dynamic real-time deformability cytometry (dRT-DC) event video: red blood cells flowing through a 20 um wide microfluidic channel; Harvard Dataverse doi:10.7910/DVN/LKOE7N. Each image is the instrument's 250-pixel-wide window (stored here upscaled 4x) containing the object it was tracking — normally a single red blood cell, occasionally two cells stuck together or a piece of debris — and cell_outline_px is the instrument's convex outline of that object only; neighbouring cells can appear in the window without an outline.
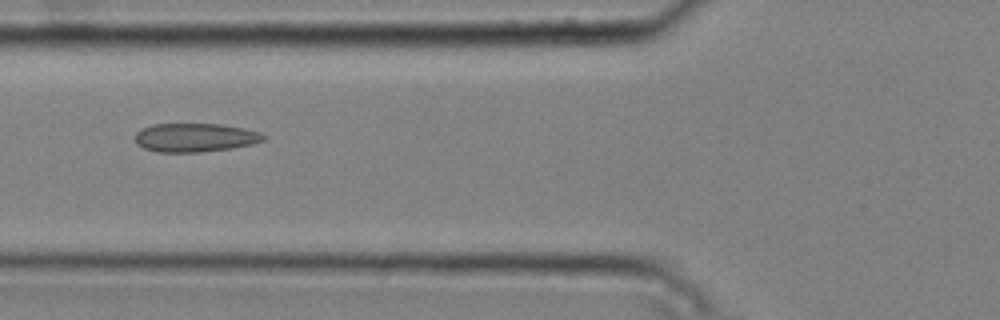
{"species": "common noctule bat (a hibernating species)", "species_latin": "Nyctalus noctula", "temperature_condition": "cold", "stored_images_in_passage": 7, "camera_frame_rate_fps": 3000, "um_per_image_px": 0.085, "animal": {"sex": "male", "body_mass_g": 20.4}, "frame": {"image": 1, "passage_image": 5, "time_ms": 1.333, "image_size_px": [1000, 320], "cell_outline_px": [[268, 136], [264, 140], [252, 144], [232, 148], [200, 152], [156, 152], [144, 148], [136, 144], [136, 132], [152, 124], [220, 124], [244, 128], [260, 132]], "centroid_in_image_um": [16.6, 11.69], "position_along_channel_um": 109.2, "area_um2": 21.5}}
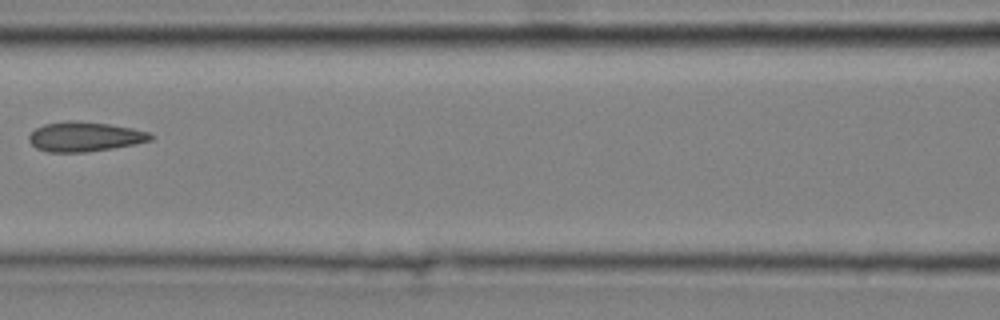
{"frame": {"image": 2, "passage_image": 6, "time_ms": 1.667, "image_size_px": [1000, 320], "cell_outline_px": [[156, 136], [152, 140], [136, 144], [88, 152], [48, 152], [36, 148], [28, 140], [28, 136], [36, 128], [44, 124], [68, 120], [76, 120], [108, 124], [132, 128], [148, 132]], "centroid_in_image_um": [7.21, 11.62], "position_along_channel_um": 159.4, "area_um2": 21.15}}
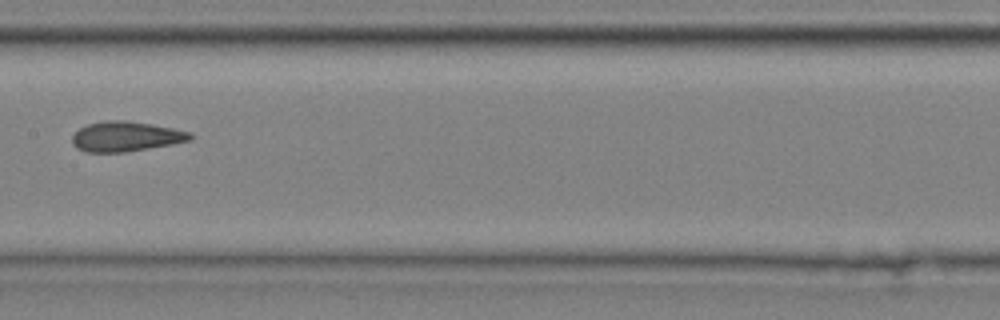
{"frame": {"image": 3, "passage_image": 7, "time_ms": 2.0, "image_size_px": [1000, 320], "cell_outline_px": [[196, 136], [188, 140], [172, 144], [124, 152], [88, 152], [76, 148], [72, 144], [72, 136], [80, 128], [88, 124], [104, 120], [124, 120], [152, 124], [192, 132]], "centroid_in_image_um": [10.7, 11.59], "position_along_channel_um": 196.7, "area_um2": 20.58}}